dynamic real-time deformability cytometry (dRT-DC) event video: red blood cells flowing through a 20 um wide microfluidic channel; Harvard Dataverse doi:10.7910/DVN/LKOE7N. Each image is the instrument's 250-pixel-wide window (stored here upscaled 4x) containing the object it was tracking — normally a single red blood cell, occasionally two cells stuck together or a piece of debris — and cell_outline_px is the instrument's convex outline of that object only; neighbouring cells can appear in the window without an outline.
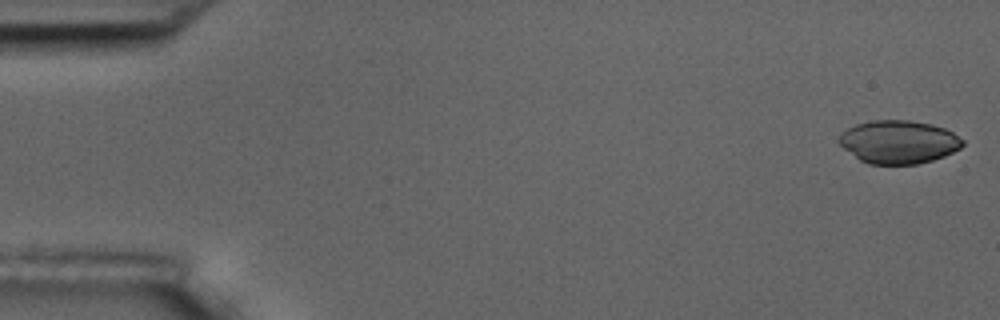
{"species": "common noctule bat (a hibernating species)", "species_latin": "Nyctalus noctula", "temperature_condition": "room temperature", "stored_images_in_passage": 6, "camera_frame_rate_fps": 3000, "um_per_image_px": 0.085, "animal": {"sex": "male", "body_mass_g": 17.5, "forearm_length_mm": 52.3}, "frame": {"image": 1, "passage_image": 1, "time_ms": 0.0, "image_size_px": [1000, 320], "cell_outline_px": [[964, 144], [960, 148], [944, 156], [932, 160], [916, 164], [868, 164], [860, 160], [844, 148], [836, 140], [848, 128], [856, 124], [872, 120], [908, 120], [932, 124], [944, 128], [952, 132], [964, 140]], "centroid_in_image_um": [76.39, 12.06], "position_along_channel_um": 8.6, "area_um2": 30.98}}